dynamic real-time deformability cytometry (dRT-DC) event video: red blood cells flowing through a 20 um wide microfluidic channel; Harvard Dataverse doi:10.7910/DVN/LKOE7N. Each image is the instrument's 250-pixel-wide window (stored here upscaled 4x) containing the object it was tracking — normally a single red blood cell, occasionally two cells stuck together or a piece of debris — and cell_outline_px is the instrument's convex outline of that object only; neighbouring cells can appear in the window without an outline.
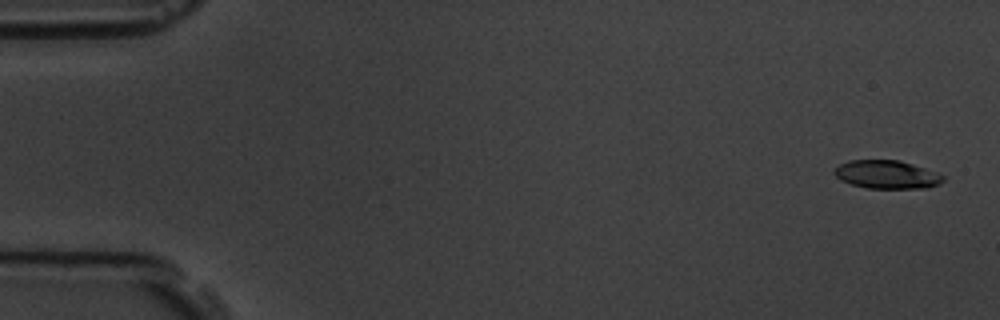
{"species": "common noctule bat (a hibernating species)", "species_latin": "Nyctalus noctula", "temperature_condition": "room temperature", "stored_images_in_passage": 5, "camera_frame_rate_fps": 3000, "um_per_image_px": 0.085, "animal": {"sex": "male", "body_mass_g": 19.5, "forearm_length_mm": 54.6}, "frame": {"image": 1, "passage_image": 1, "time_ms": 0.0, "image_size_px": [1000, 320], "cell_outline_px": [[944, 180], [936, 184], [924, 188], [868, 188], [852, 184], [840, 180], [832, 172], [840, 164], [848, 160], [900, 160], [936, 172], [944, 176]], "centroid_in_image_um": [75.34, 14.82], "position_along_channel_um": 9.7, "area_um2": 17.74}}
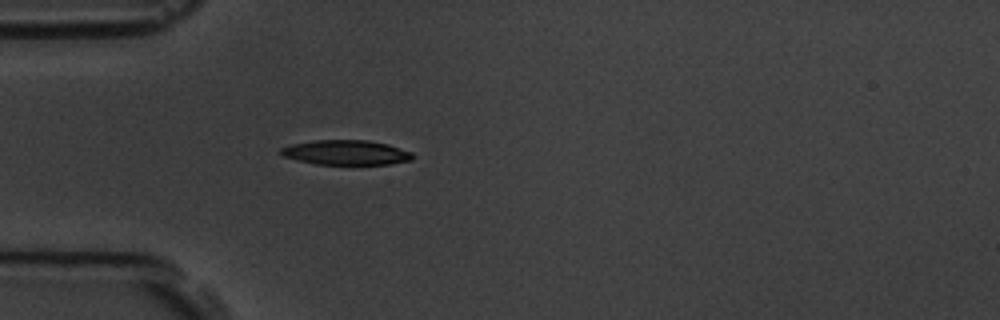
{"frame": {"image": 2, "passage_image": 5, "time_ms": 4.667, "image_size_px": [1000, 320], "cell_outline_px": [[416, 156], [412, 160], [388, 164], [316, 164], [284, 156], [276, 152], [280, 148], [292, 144], [312, 140], [368, 140], [388, 144], [412, 152]], "centroid_in_image_um": [29.42, 12.95], "position_along_channel_um": 55.6, "area_um2": 19.07}}